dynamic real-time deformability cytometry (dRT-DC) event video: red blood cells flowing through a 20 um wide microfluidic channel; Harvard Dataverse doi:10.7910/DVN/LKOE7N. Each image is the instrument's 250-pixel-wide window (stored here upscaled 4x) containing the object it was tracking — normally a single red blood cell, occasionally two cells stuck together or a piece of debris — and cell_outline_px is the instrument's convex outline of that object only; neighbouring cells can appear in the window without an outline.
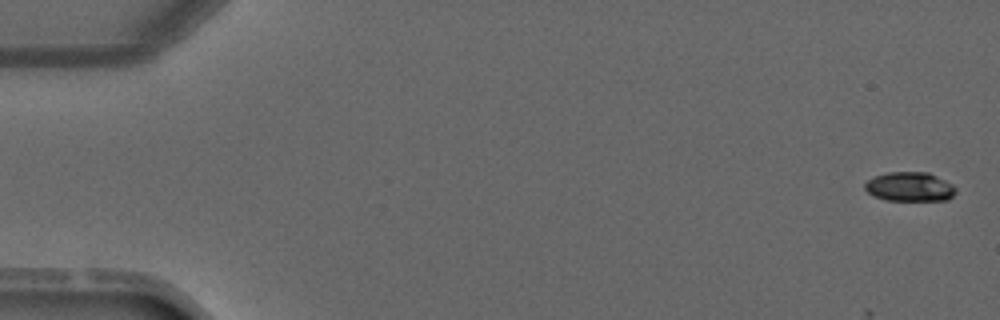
{"species": "common noctule bat (a hibernating species)", "species_latin": "Nyctalus noctula", "temperature_condition": "warm", "stored_images_in_passage": 4, "camera_frame_rate_fps": 3000, "um_per_image_px": 0.085, "animal": {"sex": "male", "forearm_length_mm": 52.5}, "frame": {"image": 1, "passage_image": 1, "time_ms": 0.0, "image_size_px": [1000, 320], "cell_outline_px": [[956, 192], [948, 200], [884, 200], [868, 192], [864, 188], [864, 184], [872, 176], [888, 172], [928, 172], [952, 184], [956, 188]], "centroid_in_image_um": [77.32, 15.87], "position_along_channel_um": 7.7, "area_um2": 15.49}}
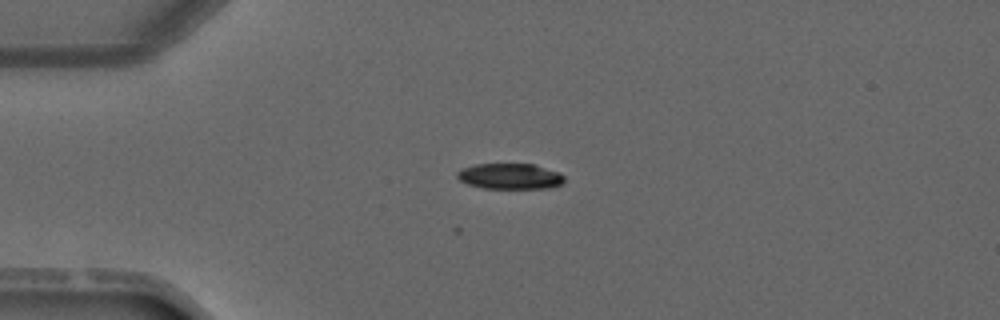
{"frame": {"image": 2, "passage_image": 3, "time_ms": 3.333, "image_size_px": [1000, 320], "cell_outline_px": [[564, 180], [560, 184], [552, 188], [484, 188], [468, 184], [460, 180], [456, 176], [456, 172], [460, 168], [476, 164], [536, 164], [560, 172], [564, 176]], "centroid_in_image_um": [43.35, 14.97], "position_along_channel_um": 41.6, "area_um2": 16.18}}